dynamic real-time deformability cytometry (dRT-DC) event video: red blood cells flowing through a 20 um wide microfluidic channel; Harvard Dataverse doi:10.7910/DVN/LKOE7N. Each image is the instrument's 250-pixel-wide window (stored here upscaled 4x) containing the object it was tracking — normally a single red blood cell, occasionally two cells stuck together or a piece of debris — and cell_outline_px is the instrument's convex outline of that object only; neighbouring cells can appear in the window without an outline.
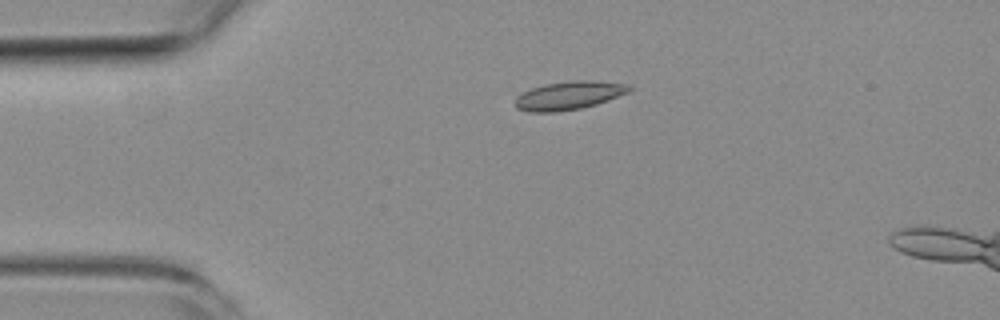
{"species": "common noctule bat (a hibernating species)", "species_latin": "Nyctalus noctula", "temperature_condition": "room temperature", "stored_images_in_passage": 4, "camera_frame_rate_fps": 3000, "um_per_image_px": 0.085, "animal": {"sex": "female", "body_mass_g": 19.3, "forearm_length_mm": 54.1}, "frame": {"image": 1, "passage_image": 3, "time_ms": 3.333, "image_size_px": [1000, 320], "cell_outline_px": [[632, 88], [628, 92], [596, 104], [580, 108], [556, 112], [528, 112], [516, 108], [516, 96], [532, 88], [544, 84], [572, 80], [592, 80], [628, 84]], "centroid_in_image_um": [48.34, 8.11], "position_along_channel_um": 36.7, "area_um2": 18.73}}